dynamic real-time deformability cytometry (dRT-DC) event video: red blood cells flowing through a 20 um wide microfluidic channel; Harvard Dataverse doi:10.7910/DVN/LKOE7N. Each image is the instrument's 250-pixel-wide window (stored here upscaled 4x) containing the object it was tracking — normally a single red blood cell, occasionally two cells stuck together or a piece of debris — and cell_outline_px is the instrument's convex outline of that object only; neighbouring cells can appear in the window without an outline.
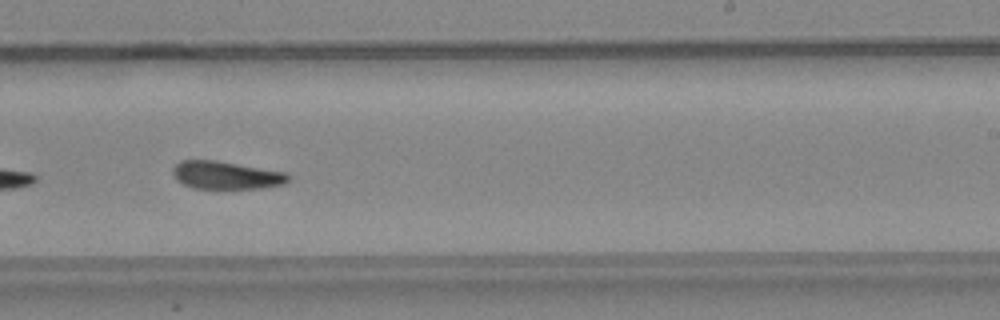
{"species": "common noctule bat (a hibernating species)", "species_latin": "Nyctalus noctula", "temperature_condition": "warm", "stored_images_in_passage": 44, "segment_of_instrument_passage": [2, 2], "camera_frame_rate_fps": 3000, "um_per_image_px": 0.085, "animal": {"sex": "female", "body_mass_g": 24.6, "forearm_length_mm": 56.2}, "frame": {"image": 1, "passage_image": 26, "time_ms": 8.333, "image_size_px": [1000, 320], "cell_outline_px": [[288, 180], [284, 184], [260, 188], [192, 188], [176, 180], [172, 172], [172, 168], [180, 160], [216, 160], [284, 172], [288, 176]], "centroid_in_image_um": [19.16, 14.88], "position_along_channel_um": 269.8, "area_um2": 18.55}}